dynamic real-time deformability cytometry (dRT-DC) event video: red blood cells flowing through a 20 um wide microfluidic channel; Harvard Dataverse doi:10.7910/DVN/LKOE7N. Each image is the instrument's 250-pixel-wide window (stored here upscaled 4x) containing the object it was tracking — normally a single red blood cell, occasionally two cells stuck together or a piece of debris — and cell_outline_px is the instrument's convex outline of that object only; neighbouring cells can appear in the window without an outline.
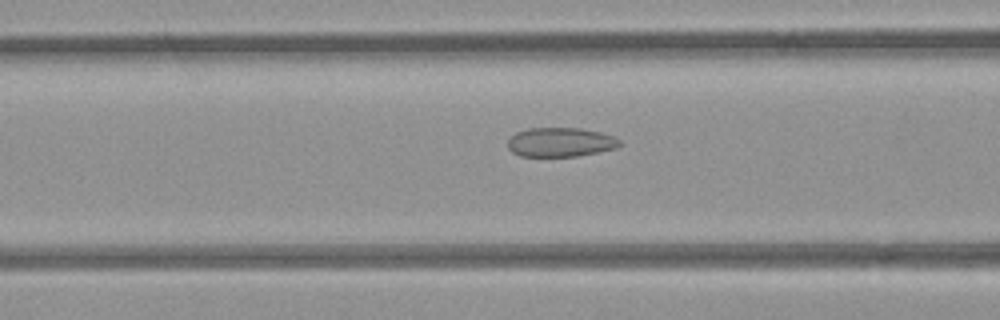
{"species": "common noctule bat (a hibernating species)", "species_latin": "Nyctalus noctula", "temperature_condition": "room temperature", "stored_images_in_passage": 48, "camera_frame_rate_fps": 3000, "um_per_image_px": 0.085, "animal": {"sex": "female", "body_mass_g": 21.9}, "frame": {"image": 1, "passage_image": 16, "time_ms": 5.0, "image_size_px": [1000, 320], "cell_outline_px": [[624, 144], [616, 148], [576, 156], [520, 156], [512, 152], [508, 148], [508, 136], [516, 132], [528, 128], [580, 128], [600, 132], [616, 136]], "centroid_in_image_um": [47.64, 12.07], "position_along_channel_um": 119.0, "area_um2": 19.25}}
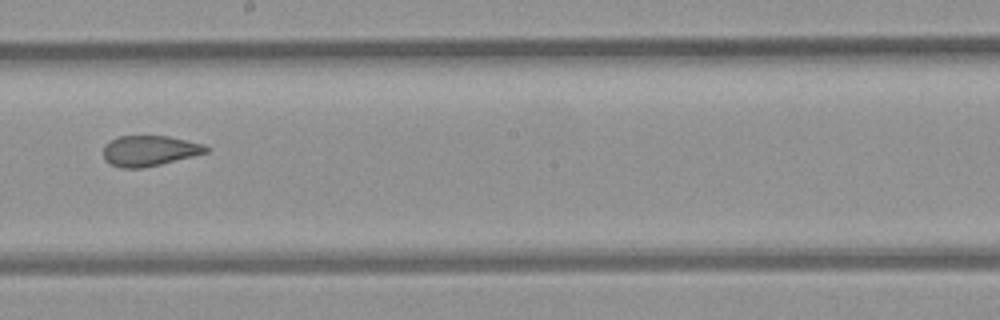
{"frame": {"image": 2, "passage_image": 25, "time_ms": 8.0, "image_size_px": [1000, 320], "cell_outline_px": [[212, 148], [208, 152], [144, 168], [120, 168], [104, 160], [104, 144], [120, 136], [168, 136], [204, 144]], "centroid_in_image_um": [12.72, 12.81], "position_along_channel_um": 235.5, "area_um2": 18.21}}
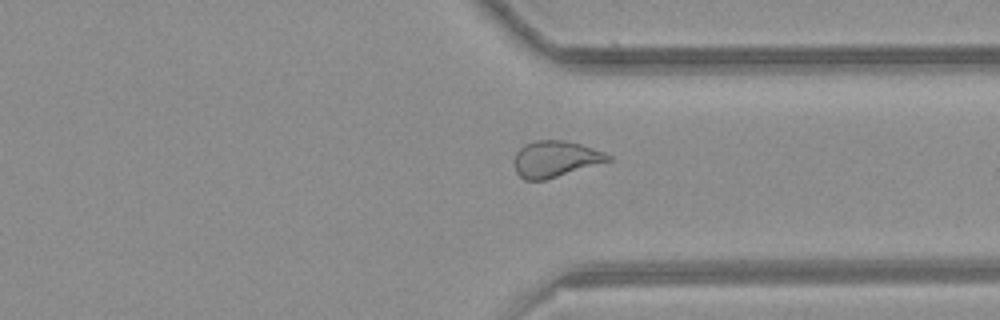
{"frame": {"image": 3, "passage_image": 35, "time_ms": 11.333, "image_size_px": [1000, 320], "cell_outline_px": [[612, 160], [548, 180], [524, 180], [516, 172], [516, 152], [524, 144], [536, 140], [564, 140], [580, 144], [604, 152], [612, 156]], "centroid_in_image_um": [47.23, 13.52], "position_along_channel_um": 364.2, "area_um2": 19.83}, "authors_computed_cell_mechanics": {"area_um2": 20.23, "velocity_mm_per_s": 3.8732, "shape_relaxation_time_tau1_ms": null, "shape_relaxation_time_tau2_ms": 1.5354, "deformation_change_tau1": null, "deformation_change_tau2": 0.074}}